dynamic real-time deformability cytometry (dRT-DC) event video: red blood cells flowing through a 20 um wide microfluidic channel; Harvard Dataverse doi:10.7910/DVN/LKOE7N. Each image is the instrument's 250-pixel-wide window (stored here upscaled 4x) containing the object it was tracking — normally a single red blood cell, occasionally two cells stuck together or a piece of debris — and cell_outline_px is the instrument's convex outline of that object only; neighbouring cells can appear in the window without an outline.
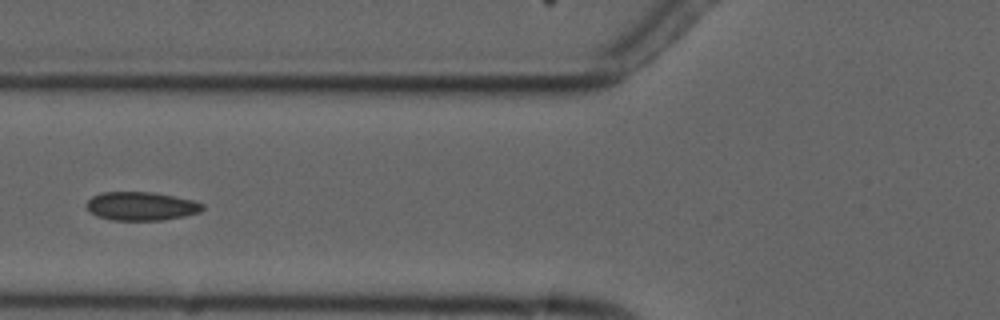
{"species": "common noctule bat (a hibernating species)", "species_latin": "Nyctalus noctula", "temperature_condition": "cold", "stored_images_in_passage": 5, "camera_frame_rate_fps": 3000, "um_per_image_px": 0.085, "animal": {"sex": "male", "forearm_length_mm": 52.5}, "frame": {"image": 1, "passage_image": 5, "time_ms": 4.333, "image_size_px": [1000, 320], "cell_outline_px": [[204, 208], [200, 212], [184, 216], [160, 220], [112, 220], [96, 216], [88, 208], [88, 200], [92, 196], [104, 192], [152, 192], [192, 200], [204, 204]], "centroid_in_image_um": [12.02, 17.52], "position_along_channel_um": 113.8, "area_um2": 19.07}}